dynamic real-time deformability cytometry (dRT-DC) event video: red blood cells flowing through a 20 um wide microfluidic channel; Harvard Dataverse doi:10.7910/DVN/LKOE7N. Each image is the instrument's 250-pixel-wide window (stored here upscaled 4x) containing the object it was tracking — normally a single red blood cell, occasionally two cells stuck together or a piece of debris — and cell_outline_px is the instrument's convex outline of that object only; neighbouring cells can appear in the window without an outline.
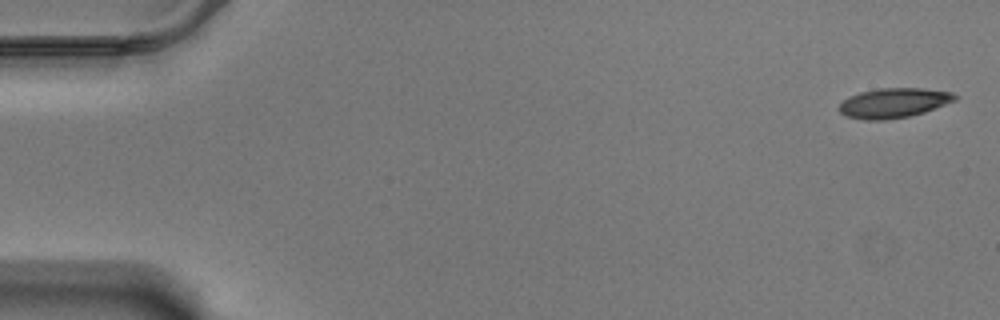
{"species": "Egyptian fruit bat (a non-hibernating species)", "species_latin": "Rousettus aegyptiacus", "temperature_condition": "warm", "stored_images_in_passage": 58, "camera_frame_rate_fps": 3000, "um_per_image_px": 0.085, "animal": {"sex": "male"}, "frame": {"image": 1, "passage_image": 1, "time_ms": 0.0, "image_size_px": [1000, 320], "cell_outline_px": [[956, 100], [924, 112], [908, 116], [884, 120], [864, 120], [848, 116], [840, 112], [840, 104], [848, 96], [860, 92], [880, 88], [924, 88], [952, 92], [956, 96]], "centroid_in_image_um": [75.96, 8.74], "position_along_channel_um": 9.0, "area_um2": 19.88}}
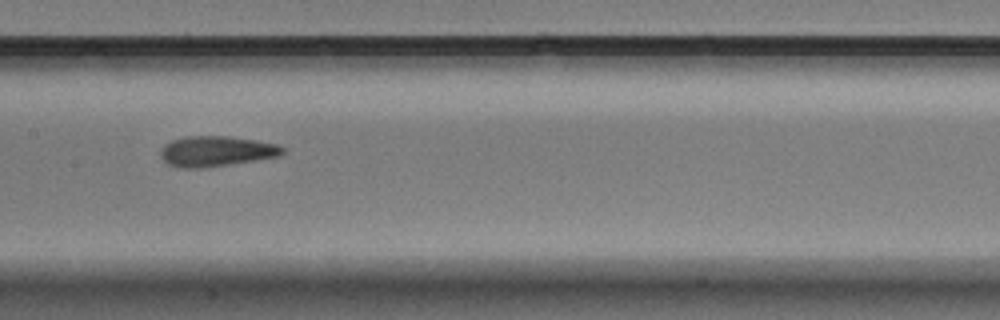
{"frame": {"image": 2, "passage_image": 29, "time_ms": 9.333, "image_size_px": [1000, 320], "cell_outline_px": [[284, 152], [280, 156], [228, 164], [200, 168], [180, 168], [168, 164], [160, 156], [160, 148], [164, 144], [172, 140], [184, 136], [228, 136], [256, 140], [276, 144], [284, 148]], "centroid_in_image_um": [18.34, 12.85], "position_along_channel_um": 189.1, "area_um2": 21.56}}
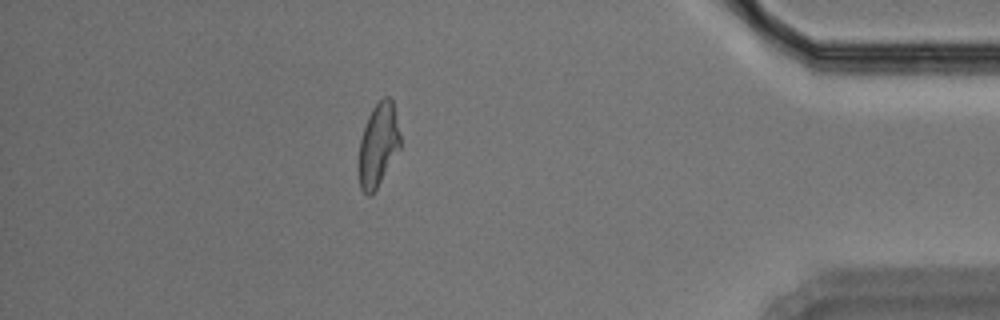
{"frame": {"image": 3, "passage_image": 51, "time_ms": 16.667, "image_size_px": [1000, 320], "cell_outline_px": [[400, 148], [372, 196], [368, 196], [360, 188], [356, 168], [356, 164], [360, 140], [368, 116], [372, 108], [384, 96], [388, 96], [392, 100], [400, 136]], "centroid_in_image_um": [32.1, 12.38], "position_along_channel_um": 403.1, "area_um2": 20.4}, "authors_computed_cell_mechanics": {"area_um2": 20.8658, "velocity_mm_per_s": 3.4616, "shape_relaxation_time_tau1_ms": 4.8714, "shape_relaxation_time_tau2_ms": 2.0334, "deformation_change_tau1": 0.1779, "deformation_change_tau2": 0.1137}}